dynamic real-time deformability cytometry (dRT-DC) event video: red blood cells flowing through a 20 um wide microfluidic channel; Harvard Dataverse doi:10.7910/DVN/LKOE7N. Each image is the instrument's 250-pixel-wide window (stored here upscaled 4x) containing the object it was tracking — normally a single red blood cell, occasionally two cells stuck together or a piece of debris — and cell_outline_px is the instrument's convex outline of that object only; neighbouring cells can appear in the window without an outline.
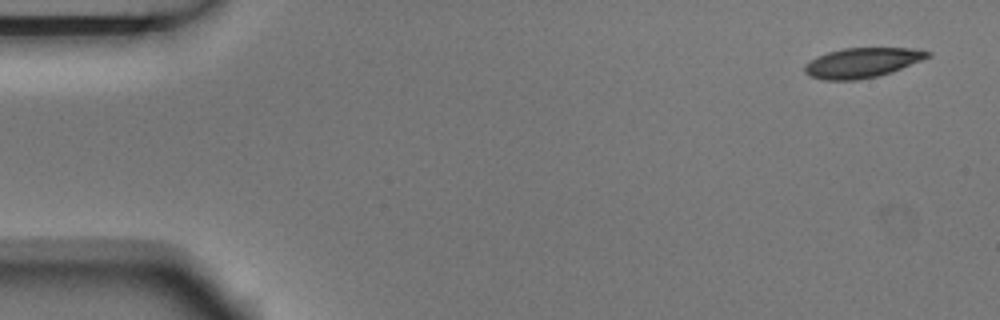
{"species": "Egyptian fruit bat (a non-hibernating species)", "species_latin": "Rousettus aegyptiacus", "temperature_condition": "room temperature", "stored_images_in_passage": 2, "camera_frame_rate_fps": 3000, "um_per_image_px": 0.085, "animal": {"sex": "male"}, "frame": {"image": 1, "passage_image": 1, "time_ms": 0.0, "image_size_px": [1000, 320], "cell_outline_px": [[932, 56], [892, 72], [876, 76], [856, 80], [824, 80], [808, 76], [804, 72], [804, 64], [816, 56], [828, 52], [844, 48], [912, 48], [932, 52]], "centroid_in_image_um": [73.26, 5.33], "position_along_channel_um": 11.7, "area_um2": 21.5}}